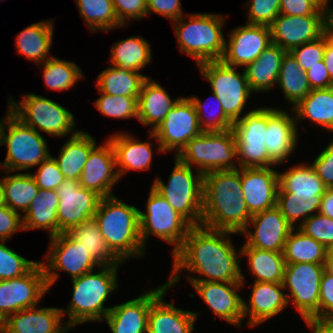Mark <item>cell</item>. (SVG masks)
Wrapping results in <instances>:
<instances>
[{"mask_svg": "<svg viewBox=\"0 0 333 333\" xmlns=\"http://www.w3.org/2000/svg\"><path fill=\"white\" fill-rule=\"evenodd\" d=\"M283 255L286 264H324L327 248L296 227L291 230L287 237Z\"/></svg>", "mask_w": 333, "mask_h": 333, "instance_id": "ab89813d", "label": "cell"}, {"mask_svg": "<svg viewBox=\"0 0 333 333\" xmlns=\"http://www.w3.org/2000/svg\"><path fill=\"white\" fill-rule=\"evenodd\" d=\"M95 146V139L87 132L78 131L70 135L68 141L61 146L59 156L54 157L64 179L79 181L89 153Z\"/></svg>", "mask_w": 333, "mask_h": 333, "instance_id": "836d02e7", "label": "cell"}, {"mask_svg": "<svg viewBox=\"0 0 333 333\" xmlns=\"http://www.w3.org/2000/svg\"><path fill=\"white\" fill-rule=\"evenodd\" d=\"M296 122L309 119L313 124L333 132V86L325 89H314L292 110Z\"/></svg>", "mask_w": 333, "mask_h": 333, "instance_id": "e575fe53", "label": "cell"}, {"mask_svg": "<svg viewBox=\"0 0 333 333\" xmlns=\"http://www.w3.org/2000/svg\"><path fill=\"white\" fill-rule=\"evenodd\" d=\"M241 186L251 215L276 206L279 174L272 167L240 168Z\"/></svg>", "mask_w": 333, "mask_h": 333, "instance_id": "cb8c5ba5", "label": "cell"}, {"mask_svg": "<svg viewBox=\"0 0 333 333\" xmlns=\"http://www.w3.org/2000/svg\"><path fill=\"white\" fill-rule=\"evenodd\" d=\"M322 197L323 195L277 192L276 206L293 228L297 220L301 219L297 226L299 228L307 218L319 213Z\"/></svg>", "mask_w": 333, "mask_h": 333, "instance_id": "ee69618b", "label": "cell"}, {"mask_svg": "<svg viewBox=\"0 0 333 333\" xmlns=\"http://www.w3.org/2000/svg\"><path fill=\"white\" fill-rule=\"evenodd\" d=\"M48 290L41 261L20 277L0 280V314L6 319L22 309L37 306Z\"/></svg>", "mask_w": 333, "mask_h": 333, "instance_id": "2e32d148", "label": "cell"}, {"mask_svg": "<svg viewBox=\"0 0 333 333\" xmlns=\"http://www.w3.org/2000/svg\"><path fill=\"white\" fill-rule=\"evenodd\" d=\"M38 166L36 173L31 175L39 189L56 190L64 180L57 161L50 155Z\"/></svg>", "mask_w": 333, "mask_h": 333, "instance_id": "db71d44e", "label": "cell"}, {"mask_svg": "<svg viewBox=\"0 0 333 333\" xmlns=\"http://www.w3.org/2000/svg\"><path fill=\"white\" fill-rule=\"evenodd\" d=\"M4 330H5V319L0 314V333H4Z\"/></svg>", "mask_w": 333, "mask_h": 333, "instance_id": "8c879c8a", "label": "cell"}, {"mask_svg": "<svg viewBox=\"0 0 333 333\" xmlns=\"http://www.w3.org/2000/svg\"><path fill=\"white\" fill-rule=\"evenodd\" d=\"M297 131L296 116L292 117L283 109L268 110L265 146L269 158L276 165H282L294 153L298 141Z\"/></svg>", "mask_w": 333, "mask_h": 333, "instance_id": "d4e9b609", "label": "cell"}, {"mask_svg": "<svg viewBox=\"0 0 333 333\" xmlns=\"http://www.w3.org/2000/svg\"><path fill=\"white\" fill-rule=\"evenodd\" d=\"M278 192L324 195L326 186L309 164H297L285 172H278Z\"/></svg>", "mask_w": 333, "mask_h": 333, "instance_id": "7bdbcfd3", "label": "cell"}, {"mask_svg": "<svg viewBox=\"0 0 333 333\" xmlns=\"http://www.w3.org/2000/svg\"><path fill=\"white\" fill-rule=\"evenodd\" d=\"M250 226L254 227L253 232ZM292 229L279 208L274 206L251 216L246 229L240 233L247 238L242 247L283 252Z\"/></svg>", "mask_w": 333, "mask_h": 333, "instance_id": "d6986e66", "label": "cell"}, {"mask_svg": "<svg viewBox=\"0 0 333 333\" xmlns=\"http://www.w3.org/2000/svg\"><path fill=\"white\" fill-rule=\"evenodd\" d=\"M119 266H100L99 272H88L71 279L73 285L72 300L67 309H61L67 315L66 323L70 328L88 321H104L112 307H104L109 295L117 289Z\"/></svg>", "mask_w": 333, "mask_h": 333, "instance_id": "277c9868", "label": "cell"}, {"mask_svg": "<svg viewBox=\"0 0 333 333\" xmlns=\"http://www.w3.org/2000/svg\"><path fill=\"white\" fill-rule=\"evenodd\" d=\"M272 44L270 28L265 25L247 24L238 26L230 32L225 41V50L221 61L231 67L245 68L255 61Z\"/></svg>", "mask_w": 333, "mask_h": 333, "instance_id": "ffe728a7", "label": "cell"}, {"mask_svg": "<svg viewBox=\"0 0 333 333\" xmlns=\"http://www.w3.org/2000/svg\"><path fill=\"white\" fill-rule=\"evenodd\" d=\"M128 133H114L108 138L116 156V170L121 178L129 170H148L152 164L153 149L151 143L141 142Z\"/></svg>", "mask_w": 333, "mask_h": 333, "instance_id": "f1b7e54d", "label": "cell"}, {"mask_svg": "<svg viewBox=\"0 0 333 333\" xmlns=\"http://www.w3.org/2000/svg\"><path fill=\"white\" fill-rule=\"evenodd\" d=\"M147 16L155 12L172 22L183 16L180 0H146Z\"/></svg>", "mask_w": 333, "mask_h": 333, "instance_id": "91938a15", "label": "cell"}, {"mask_svg": "<svg viewBox=\"0 0 333 333\" xmlns=\"http://www.w3.org/2000/svg\"><path fill=\"white\" fill-rule=\"evenodd\" d=\"M166 288L150 305L147 333H192L198 317L197 312L184 311L163 298Z\"/></svg>", "mask_w": 333, "mask_h": 333, "instance_id": "83f0119b", "label": "cell"}, {"mask_svg": "<svg viewBox=\"0 0 333 333\" xmlns=\"http://www.w3.org/2000/svg\"><path fill=\"white\" fill-rule=\"evenodd\" d=\"M306 76L311 87L314 89H325L333 86V79L325 66L324 60L306 71Z\"/></svg>", "mask_w": 333, "mask_h": 333, "instance_id": "6125c7cd", "label": "cell"}, {"mask_svg": "<svg viewBox=\"0 0 333 333\" xmlns=\"http://www.w3.org/2000/svg\"><path fill=\"white\" fill-rule=\"evenodd\" d=\"M95 101V107L105 116L119 119L138 118V97L112 96L102 93Z\"/></svg>", "mask_w": 333, "mask_h": 333, "instance_id": "c3c4849f", "label": "cell"}, {"mask_svg": "<svg viewBox=\"0 0 333 333\" xmlns=\"http://www.w3.org/2000/svg\"><path fill=\"white\" fill-rule=\"evenodd\" d=\"M22 215L7 205L0 207V240L7 241L17 231L24 230Z\"/></svg>", "mask_w": 333, "mask_h": 333, "instance_id": "6f0895ef", "label": "cell"}, {"mask_svg": "<svg viewBox=\"0 0 333 333\" xmlns=\"http://www.w3.org/2000/svg\"><path fill=\"white\" fill-rule=\"evenodd\" d=\"M59 197L57 207L58 234L94 218L101 197L81 187L79 181L64 179L56 189Z\"/></svg>", "mask_w": 333, "mask_h": 333, "instance_id": "e0dca14e", "label": "cell"}, {"mask_svg": "<svg viewBox=\"0 0 333 333\" xmlns=\"http://www.w3.org/2000/svg\"><path fill=\"white\" fill-rule=\"evenodd\" d=\"M241 256L248 257L249 271L256 276L254 282L282 283L285 270L283 252L242 247Z\"/></svg>", "mask_w": 333, "mask_h": 333, "instance_id": "f35d334b", "label": "cell"}, {"mask_svg": "<svg viewBox=\"0 0 333 333\" xmlns=\"http://www.w3.org/2000/svg\"><path fill=\"white\" fill-rule=\"evenodd\" d=\"M189 98L195 106L198 123L202 132H221L232 129L234 122L225 114L221 101L213 92L212 98L215 100L217 105V108L214 109L215 111H213V108H207L208 106L206 103L204 105L202 101H200L199 97L191 96Z\"/></svg>", "mask_w": 333, "mask_h": 333, "instance_id": "7dc6e473", "label": "cell"}, {"mask_svg": "<svg viewBox=\"0 0 333 333\" xmlns=\"http://www.w3.org/2000/svg\"><path fill=\"white\" fill-rule=\"evenodd\" d=\"M149 76L137 71H127L119 66L104 69L96 79V87L112 96L139 97L143 82Z\"/></svg>", "mask_w": 333, "mask_h": 333, "instance_id": "74e56055", "label": "cell"}, {"mask_svg": "<svg viewBox=\"0 0 333 333\" xmlns=\"http://www.w3.org/2000/svg\"><path fill=\"white\" fill-rule=\"evenodd\" d=\"M324 272L323 264H286L283 286L287 292L288 304H294L303 320L319 317L320 283Z\"/></svg>", "mask_w": 333, "mask_h": 333, "instance_id": "4fadbf2b", "label": "cell"}, {"mask_svg": "<svg viewBox=\"0 0 333 333\" xmlns=\"http://www.w3.org/2000/svg\"><path fill=\"white\" fill-rule=\"evenodd\" d=\"M327 31L333 36V8L327 13Z\"/></svg>", "mask_w": 333, "mask_h": 333, "instance_id": "89a4df30", "label": "cell"}, {"mask_svg": "<svg viewBox=\"0 0 333 333\" xmlns=\"http://www.w3.org/2000/svg\"><path fill=\"white\" fill-rule=\"evenodd\" d=\"M76 3L80 16L92 33L124 27L118 21L112 0H76Z\"/></svg>", "mask_w": 333, "mask_h": 333, "instance_id": "f6af8a7d", "label": "cell"}, {"mask_svg": "<svg viewBox=\"0 0 333 333\" xmlns=\"http://www.w3.org/2000/svg\"><path fill=\"white\" fill-rule=\"evenodd\" d=\"M67 233L75 241L80 242L100 266H120L122 264L109 249L94 218L74 226Z\"/></svg>", "mask_w": 333, "mask_h": 333, "instance_id": "d590c367", "label": "cell"}, {"mask_svg": "<svg viewBox=\"0 0 333 333\" xmlns=\"http://www.w3.org/2000/svg\"><path fill=\"white\" fill-rule=\"evenodd\" d=\"M194 290L204 300L212 312L221 320L234 326H241L243 314L242 297L237 293L242 282H190Z\"/></svg>", "mask_w": 333, "mask_h": 333, "instance_id": "7402d4cb", "label": "cell"}, {"mask_svg": "<svg viewBox=\"0 0 333 333\" xmlns=\"http://www.w3.org/2000/svg\"><path fill=\"white\" fill-rule=\"evenodd\" d=\"M5 200H4V190L0 181V207L5 206Z\"/></svg>", "mask_w": 333, "mask_h": 333, "instance_id": "2644e50d", "label": "cell"}, {"mask_svg": "<svg viewBox=\"0 0 333 333\" xmlns=\"http://www.w3.org/2000/svg\"><path fill=\"white\" fill-rule=\"evenodd\" d=\"M149 137L158 141L159 153L175 150L176 156L194 137L202 133L195 106L189 97H181Z\"/></svg>", "mask_w": 333, "mask_h": 333, "instance_id": "9a60e30c", "label": "cell"}, {"mask_svg": "<svg viewBox=\"0 0 333 333\" xmlns=\"http://www.w3.org/2000/svg\"><path fill=\"white\" fill-rule=\"evenodd\" d=\"M324 271L333 276V258H326L324 261Z\"/></svg>", "mask_w": 333, "mask_h": 333, "instance_id": "a7ac6f4b", "label": "cell"}, {"mask_svg": "<svg viewBox=\"0 0 333 333\" xmlns=\"http://www.w3.org/2000/svg\"><path fill=\"white\" fill-rule=\"evenodd\" d=\"M280 14L288 16L327 15L310 0H281Z\"/></svg>", "mask_w": 333, "mask_h": 333, "instance_id": "94428289", "label": "cell"}, {"mask_svg": "<svg viewBox=\"0 0 333 333\" xmlns=\"http://www.w3.org/2000/svg\"><path fill=\"white\" fill-rule=\"evenodd\" d=\"M319 213L333 219V188H327L323 197Z\"/></svg>", "mask_w": 333, "mask_h": 333, "instance_id": "03108f58", "label": "cell"}, {"mask_svg": "<svg viewBox=\"0 0 333 333\" xmlns=\"http://www.w3.org/2000/svg\"><path fill=\"white\" fill-rule=\"evenodd\" d=\"M110 53V65L119 66L127 71L140 72L153 58L151 46L141 36L129 37L114 43Z\"/></svg>", "mask_w": 333, "mask_h": 333, "instance_id": "8d00e7d4", "label": "cell"}, {"mask_svg": "<svg viewBox=\"0 0 333 333\" xmlns=\"http://www.w3.org/2000/svg\"><path fill=\"white\" fill-rule=\"evenodd\" d=\"M269 28L272 43L289 52L297 46L321 37L327 30V15L279 14Z\"/></svg>", "mask_w": 333, "mask_h": 333, "instance_id": "ac0fdd59", "label": "cell"}, {"mask_svg": "<svg viewBox=\"0 0 333 333\" xmlns=\"http://www.w3.org/2000/svg\"><path fill=\"white\" fill-rule=\"evenodd\" d=\"M278 86L284 98L291 103L293 109L311 91L306 72L303 71L290 52H286L281 63Z\"/></svg>", "mask_w": 333, "mask_h": 333, "instance_id": "b9f144b4", "label": "cell"}, {"mask_svg": "<svg viewBox=\"0 0 333 333\" xmlns=\"http://www.w3.org/2000/svg\"><path fill=\"white\" fill-rule=\"evenodd\" d=\"M326 258H333V243L327 248Z\"/></svg>", "mask_w": 333, "mask_h": 333, "instance_id": "753ad0ef", "label": "cell"}, {"mask_svg": "<svg viewBox=\"0 0 333 333\" xmlns=\"http://www.w3.org/2000/svg\"><path fill=\"white\" fill-rule=\"evenodd\" d=\"M116 170V156L112 143L107 138L104 144L95 146L84 165L79 183L101 198L113 196L112 188L119 180Z\"/></svg>", "mask_w": 333, "mask_h": 333, "instance_id": "44dd1931", "label": "cell"}, {"mask_svg": "<svg viewBox=\"0 0 333 333\" xmlns=\"http://www.w3.org/2000/svg\"><path fill=\"white\" fill-rule=\"evenodd\" d=\"M326 46V31L315 41L304 43L291 49L289 52L293 55L299 67L303 71L309 70L318 62L324 59V49Z\"/></svg>", "mask_w": 333, "mask_h": 333, "instance_id": "816d5d0a", "label": "cell"}, {"mask_svg": "<svg viewBox=\"0 0 333 333\" xmlns=\"http://www.w3.org/2000/svg\"><path fill=\"white\" fill-rule=\"evenodd\" d=\"M240 168L204 175L201 225L240 234L250 221L244 201Z\"/></svg>", "mask_w": 333, "mask_h": 333, "instance_id": "7a4b0ae2", "label": "cell"}, {"mask_svg": "<svg viewBox=\"0 0 333 333\" xmlns=\"http://www.w3.org/2000/svg\"><path fill=\"white\" fill-rule=\"evenodd\" d=\"M319 318L333 320V276L325 271L320 283Z\"/></svg>", "mask_w": 333, "mask_h": 333, "instance_id": "680465c9", "label": "cell"}, {"mask_svg": "<svg viewBox=\"0 0 333 333\" xmlns=\"http://www.w3.org/2000/svg\"><path fill=\"white\" fill-rule=\"evenodd\" d=\"M176 157L191 168L194 164L197 167L196 171L203 175L213 171L238 169V163H235V134L232 129L202 132L190 140Z\"/></svg>", "mask_w": 333, "mask_h": 333, "instance_id": "ba28073f", "label": "cell"}, {"mask_svg": "<svg viewBox=\"0 0 333 333\" xmlns=\"http://www.w3.org/2000/svg\"><path fill=\"white\" fill-rule=\"evenodd\" d=\"M3 173H7L6 177L4 175L0 180L4 190L5 204L15 212L20 213L21 210L25 214L37 195L39 187L30 172L13 175H10V171Z\"/></svg>", "mask_w": 333, "mask_h": 333, "instance_id": "60d3db41", "label": "cell"}, {"mask_svg": "<svg viewBox=\"0 0 333 333\" xmlns=\"http://www.w3.org/2000/svg\"><path fill=\"white\" fill-rule=\"evenodd\" d=\"M59 197L56 190L39 189L26 213L22 215L23 229H45L49 237L58 234L57 207Z\"/></svg>", "mask_w": 333, "mask_h": 333, "instance_id": "d6a6232c", "label": "cell"}, {"mask_svg": "<svg viewBox=\"0 0 333 333\" xmlns=\"http://www.w3.org/2000/svg\"><path fill=\"white\" fill-rule=\"evenodd\" d=\"M305 322L313 330L312 333H333V320L312 317Z\"/></svg>", "mask_w": 333, "mask_h": 333, "instance_id": "be15d7a7", "label": "cell"}, {"mask_svg": "<svg viewBox=\"0 0 333 333\" xmlns=\"http://www.w3.org/2000/svg\"><path fill=\"white\" fill-rule=\"evenodd\" d=\"M54 21H40L31 24L23 29L15 38V46L17 53H21L35 64L41 63L50 59L51 45L53 41V24Z\"/></svg>", "mask_w": 333, "mask_h": 333, "instance_id": "1f68e13d", "label": "cell"}, {"mask_svg": "<svg viewBox=\"0 0 333 333\" xmlns=\"http://www.w3.org/2000/svg\"><path fill=\"white\" fill-rule=\"evenodd\" d=\"M48 253L45 256L47 264L41 261L48 288L58 280L59 270L68 272L71 279H74L100 267L82 244L75 241L67 232L50 237Z\"/></svg>", "mask_w": 333, "mask_h": 333, "instance_id": "5bb4252c", "label": "cell"}, {"mask_svg": "<svg viewBox=\"0 0 333 333\" xmlns=\"http://www.w3.org/2000/svg\"><path fill=\"white\" fill-rule=\"evenodd\" d=\"M163 285L142 293L137 298L112 306L104 318L112 333H147L151 303L166 289Z\"/></svg>", "mask_w": 333, "mask_h": 333, "instance_id": "603a6c76", "label": "cell"}, {"mask_svg": "<svg viewBox=\"0 0 333 333\" xmlns=\"http://www.w3.org/2000/svg\"><path fill=\"white\" fill-rule=\"evenodd\" d=\"M7 110L5 120H0V146H7L5 161L0 164L3 171L11 173L29 171L51 155L46 139Z\"/></svg>", "mask_w": 333, "mask_h": 333, "instance_id": "8992f818", "label": "cell"}, {"mask_svg": "<svg viewBox=\"0 0 333 333\" xmlns=\"http://www.w3.org/2000/svg\"><path fill=\"white\" fill-rule=\"evenodd\" d=\"M310 1L313 4H315L319 9L323 10L326 13H328L329 10L331 9L329 4H328L329 0H310Z\"/></svg>", "mask_w": 333, "mask_h": 333, "instance_id": "003e7915", "label": "cell"}, {"mask_svg": "<svg viewBox=\"0 0 333 333\" xmlns=\"http://www.w3.org/2000/svg\"><path fill=\"white\" fill-rule=\"evenodd\" d=\"M146 212L140 210V237L145 248L148 237H156L171 244L172 256L180 249L192 225L151 186Z\"/></svg>", "mask_w": 333, "mask_h": 333, "instance_id": "30bf717a", "label": "cell"}, {"mask_svg": "<svg viewBox=\"0 0 333 333\" xmlns=\"http://www.w3.org/2000/svg\"><path fill=\"white\" fill-rule=\"evenodd\" d=\"M324 63L333 79V36L326 30V46L324 49Z\"/></svg>", "mask_w": 333, "mask_h": 333, "instance_id": "e7e4bbea", "label": "cell"}, {"mask_svg": "<svg viewBox=\"0 0 333 333\" xmlns=\"http://www.w3.org/2000/svg\"><path fill=\"white\" fill-rule=\"evenodd\" d=\"M118 21L129 24L128 19L141 20L147 16L146 0H112Z\"/></svg>", "mask_w": 333, "mask_h": 333, "instance_id": "11a10c76", "label": "cell"}, {"mask_svg": "<svg viewBox=\"0 0 333 333\" xmlns=\"http://www.w3.org/2000/svg\"><path fill=\"white\" fill-rule=\"evenodd\" d=\"M269 109L250 110L233 123L239 168L276 167L265 146Z\"/></svg>", "mask_w": 333, "mask_h": 333, "instance_id": "8fae6325", "label": "cell"}, {"mask_svg": "<svg viewBox=\"0 0 333 333\" xmlns=\"http://www.w3.org/2000/svg\"><path fill=\"white\" fill-rule=\"evenodd\" d=\"M43 65V78L46 87L51 90L65 91L75 86L83 78L82 71L77 64L51 57Z\"/></svg>", "mask_w": 333, "mask_h": 333, "instance_id": "bcb514c9", "label": "cell"}, {"mask_svg": "<svg viewBox=\"0 0 333 333\" xmlns=\"http://www.w3.org/2000/svg\"><path fill=\"white\" fill-rule=\"evenodd\" d=\"M180 98L178 97L175 100L170 98L166 90L149 77L143 82L137 100V119L141 124L151 126L153 132Z\"/></svg>", "mask_w": 333, "mask_h": 333, "instance_id": "f546056e", "label": "cell"}, {"mask_svg": "<svg viewBox=\"0 0 333 333\" xmlns=\"http://www.w3.org/2000/svg\"><path fill=\"white\" fill-rule=\"evenodd\" d=\"M183 17L172 22L180 51L194 58L196 65L221 60L225 50L222 29L226 17L192 13L186 15L187 22Z\"/></svg>", "mask_w": 333, "mask_h": 333, "instance_id": "5b68a950", "label": "cell"}, {"mask_svg": "<svg viewBox=\"0 0 333 333\" xmlns=\"http://www.w3.org/2000/svg\"><path fill=\"white\" fill-rule=\"evenodd\" d=\"M40 261H29L0 240V280H10L30 272Z\"/></svg>", "mask_w": 333, "mask_h": 333, "instance_id": "681fc988", "label": "cell"}, {"mask_svg": "<svg viewBox=\"0 0 333 333\" xmlns=\"http://www.w3.org/2000/svg\"><path fill=\"white\" fill-rule=\"evenodd\" d=\"M174 162L167 185L156 178L151 186L192 226L201 225L204 175L176 156Z\"/></svg>", "mask_w": 333, "mask_h": 333, "instance_id": "52a82bcc", "label": "cell"}, {"mask_svg": "<svg viewBox=\"0 0 333 333\" xmlns=\"http://www.w3.org/2000/svg\"><path fill=\"white\" fill-rule=\"evenodd\" d=\"M280 2L281 0H249L245 2V6L249 8L246 23L269 27L280 14Z\"/></svg>", "mask_w": 333, "mask_h": 333, "instance_id": "f907efd6", "label": "cell"}, {"mask_svg": "<svg viewBox=\"0 0 333 333\" xmlns=\"http://www.w3.org/2000/svg\"><path fill=\"white\" fill-rule=\"evenodd\" d=\"M299 229L326 248L333 243V219L320 213L307 218Z\"/></svg>", "mask_w": 333, "mask_h": 333, "instance_id": "f5cc1de1", "label": "cell"}, {"mask_svg": "<svg viewBox=\"0 0 333 333\" xmlns=\"http://www.w3.org/2000/svg\"><path fill=\"white\" fill-rule=\"evenodd\" d=\"M231 234L237 233L203 225L192 226L182 246L173 255V270L167 281L168 287L180 281L183 269L199 275L198 278L186 275L189 282H242L244 285V274L239 264L241 260H238L241 251H236L232 245L229 238Z\"/></svg>", "mask_w": 333, "mask_h": 333, "instance_id": "6da1fadb", "label": "cell"}, {"mask_svg": "<svg viewBox=\"0 0 333 333\" xmlns=\"http://www.w3.org/2000/svg\"><path fill=\"white\" fill-rule=\"evenodd\" d=\"M63 317L57 307L25 308L5 319L4 333H67L71 328Z\"/></svg>", "mask_w": 333, "mask_h": 333, "instance_id": "4316f807", "label": "cell"}, {"mask_svg": "<svg viewBox=\"0 0 333 333\" xmlns=\"http://www.w3.org/2000/svg\"><path fill=\"white\" fill-rule=\"evenodd\" d=\"M140 209L115 195L101 198L94 219L112 253L124 264L129 257L144 256L140 237Z\"/></svg>", "mask_w": 333, "mask_h": 333, "instance_id": "3957f363", "label": "cell"}, {"mask_svg": "<svg viewBox=\"0 0 333 333\" xmlns=\"http://www.w3.org/2000/svg\"><path fill=\"white\" fill-rule=\"evenodd\" d=\"M287 51L272 43L244 68L252 92L270 91L277 84L282 59Z\"/></svg>", "mask_w": 333, "mask_h": 333, "instance_id": "4dcf8cb0", "label": "cell"}, {"mask_svg": "<svg viewBox=\"0 0 333 333\" xmlns=\"http://www.w3.org/2000/svg\"><path fill=\"white\" fill-rule=\"evenodd\" d=\"M311 167L318 174L326 188H333V140L315 158Z\"/></svg>", "mask_w": 333, "mask_h": 333, "instance_id": "9f6ffc18", "label": "cell"}, {"mask_svg": "<svg viewBox=\"0 0 333 333\" xmlns=\"http://www.w3.org/2000/svg\"><path fill=\"white\" fill-rule=\"evenodd\" d=\"M252 285L249 302L243 301L244 318L249 317L248 326L260 325L288 307L283 283L254 282Z\"/></svg>", "mask_w": 333, "mask_h": 333, "instance_id": "484cf974", "label": "cell"}, {"mask_svg": "<svg viewBox=\"0 0 333 333\" xmlns=\"http://www.w3.org/2000/svg\"><path fill=\"white\" fill-rule=\"evenodd\" d=\"M8 109L24 124L54 137H67L78 131L75 129L74 115L59 103L44 96L28 93L20 102L12 97Z\"/></svg>", "mask_w": 333, "mask_h": 333, "instance_id": "9c48e42d", "label": "cell"}, {"mask_svg": "<svg viewBox=\"0 0 333 333\" xmlns=\"http://www.w3.org/2000/svg\"><path fill=\"white\" fill-rule=\"evenodd\" d=\"M201 75L208 80L212 92L221 101L225 114L233 121L242 118L247 100L253 93L245 72L219 61H206L197 65Z\"/></svg>", "mask_w": 333, "mask_h": 333, "instance_id": "7c38bea8", "label": "cell"}]
</instances>
